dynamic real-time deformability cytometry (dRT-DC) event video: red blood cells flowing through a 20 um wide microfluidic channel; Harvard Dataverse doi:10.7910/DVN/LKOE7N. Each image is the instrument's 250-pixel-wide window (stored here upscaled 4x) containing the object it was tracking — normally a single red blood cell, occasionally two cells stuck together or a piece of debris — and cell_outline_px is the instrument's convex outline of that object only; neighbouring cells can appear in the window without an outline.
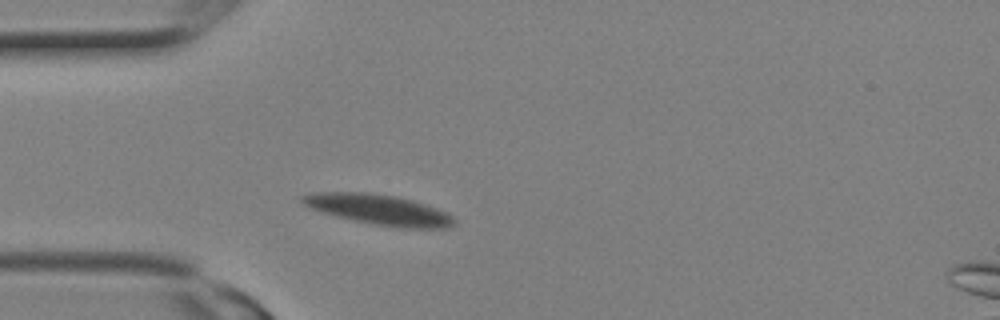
{"species": "Egyptian fruit bat (a non-hibernating species)", "species_latin": "Rousettus aegyptiacus", "temperature_condition": "room temperature", "stored_images_in_passage": 2, "camera_frame_rate_fps": 3000, "um_per_image_px": 0.085, "animal": {"sex": "female"}, "frame": {"image": 1, "passage_image": 2, "time_ms": 0.333, "image_size_px": [1000, 320], "cell_outline_px": [[456, 224], [448, 228], [408, 228], [372, 224], [336, 216], [312, 208], [304, 204], [300, 200], [300, 196], [308, 192], [368, 192], [396, 196], [412, 200], [436, 208], [452, 216], [456, 220]], "centroid_in_image_um": [32.19, 17.81], "position_along_channel_um": 52.8, "area_um2": 26.7}}